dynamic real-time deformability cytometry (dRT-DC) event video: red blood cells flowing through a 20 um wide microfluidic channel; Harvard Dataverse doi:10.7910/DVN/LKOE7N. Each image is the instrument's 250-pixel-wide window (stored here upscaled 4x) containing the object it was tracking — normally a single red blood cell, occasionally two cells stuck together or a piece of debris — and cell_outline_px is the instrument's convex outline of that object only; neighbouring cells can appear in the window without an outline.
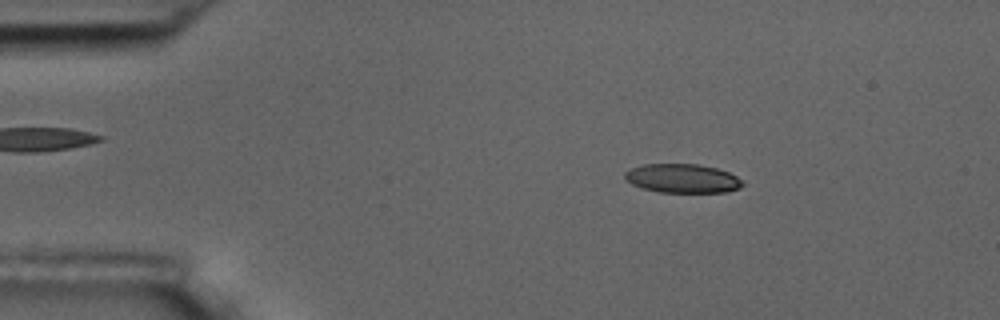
{"species": "common noctule bat (a hibernating species)", "species_latin": "Nyctalus noctula", "temperature_condition": "room temperature", "stored_images_in_passage": 4, "camera_frame_rate_fps": 3000, "um_per_image_px": 0.085, "animal": {"sex": "male", "body_mass_g": 17.5, "forearm_length_mm": 52.3}, "frame": {"image": 1, "passage_image": 2, "time_ms": 1.333, "image_size_px": [1000, 320], "cell_outline_px": [[744, 184], [740, 188], [728, 192], [660, 192], [644, 188], [632, 184], [624, 176], [624, 172], [632, 168], [644, 164], [696, 164], [716, 168], [728, 172], [736, 176]], "centroid_in_image_um": [58.02, 15.16], "position_along_channel_um": 27.0, "area_um2": 19.65}}